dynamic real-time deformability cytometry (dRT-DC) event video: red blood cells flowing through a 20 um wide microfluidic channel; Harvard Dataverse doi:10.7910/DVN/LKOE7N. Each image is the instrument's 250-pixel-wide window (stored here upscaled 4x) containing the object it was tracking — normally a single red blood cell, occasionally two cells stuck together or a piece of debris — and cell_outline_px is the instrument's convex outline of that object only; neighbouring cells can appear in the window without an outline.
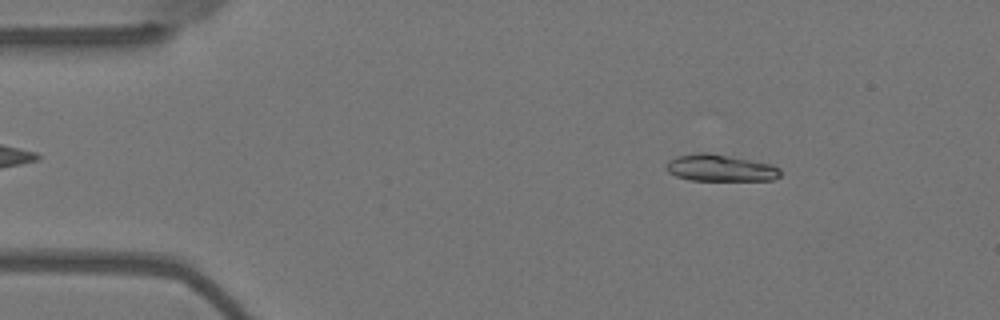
{"species": "Egyptian fruit bat (a non-hibernating species)", "species_latin": "Rousettus aegyptiacus", "temperature_condition": "warm", "stored_images_in_passage": 54, "camera_frame_rate_fps": 3000, "um_per_image_px": 0.085, "animal": {"sex": "female"}, "frame": {"image": 1, "passage_image": 7, "time_ms": 2.0, "image_size_px": [1000, 320], "cell_outline_px": [[780, 176], [772, 180], [688, 180], [676, 176], [668, 172], [664, 168], [664, 164], [668, 160], [676, 156], [700, 152], [708, 152], [772, 164], [780, 168]], "centroid_in_image_um": [61.17, 14.27], "position_along_channel_um": 23.8, "area_um2": 17.98}}
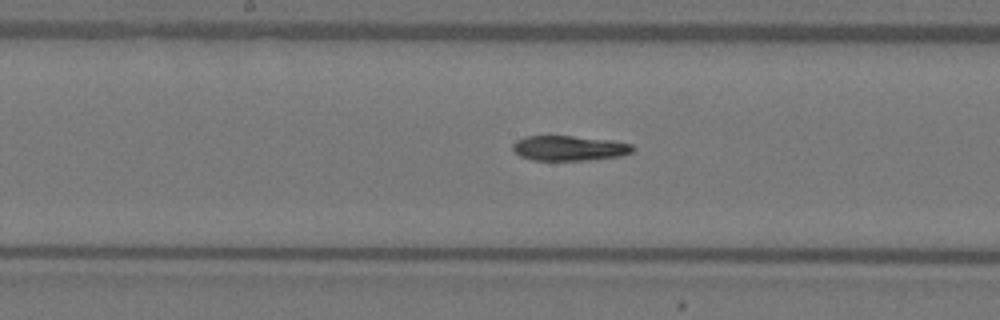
{"frame": {"image": 2, "passage_image": 27, "time_ms": 8.667, "image_size_px": [1000, 320], "cell_outline_px": [[632, 152], [620, 156], [584, 160], [532, 160], [520, 156], [512, 148], [512, 144], [516, 140], [524, 136], [572, 136], [612, 140], [632, 144]], "centroid_in_image_um": [48.35, 12.59], "position_along_channel_um": 199.9, "area_um2": 17.4}}
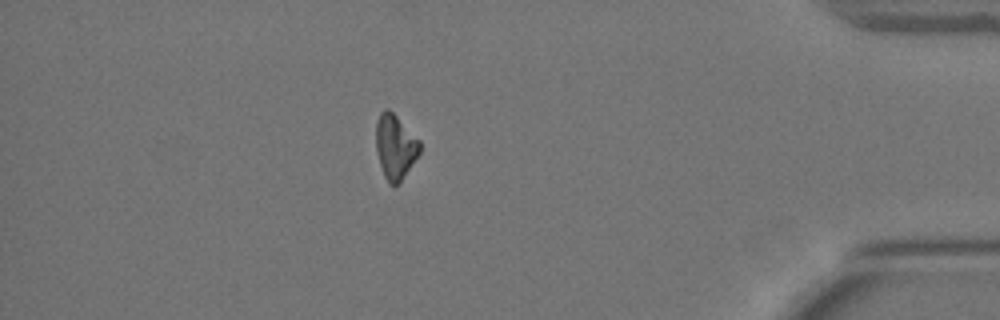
{"frame": {"image": 3, "passage_image": 47, "time_ms": 15.333, "image_size_px": [1000, 320], "cell_outline_px": [[420, 152], [400, 184], [388, 184], [384, 176], [376, 152], [376, 120], [380, 112], [384, 108], [388, 108], [420, 140]], "centroid_in_image_um": [33.58, 12.48], "position_along_channel_um": 401.6, "area_um2": 16.59}, "authors_computed_cell_mechanics": {"area_um2": 18.0047, "velocity_mm_per_s": 3.6746, "shape_relaxation_time_tau1_ms": 5.5394, "shape_relaxation_time_tau2_ms": 7.08, "deformation_change_tau1": 0.2272, "deformation_change_tau2": 0.12}}